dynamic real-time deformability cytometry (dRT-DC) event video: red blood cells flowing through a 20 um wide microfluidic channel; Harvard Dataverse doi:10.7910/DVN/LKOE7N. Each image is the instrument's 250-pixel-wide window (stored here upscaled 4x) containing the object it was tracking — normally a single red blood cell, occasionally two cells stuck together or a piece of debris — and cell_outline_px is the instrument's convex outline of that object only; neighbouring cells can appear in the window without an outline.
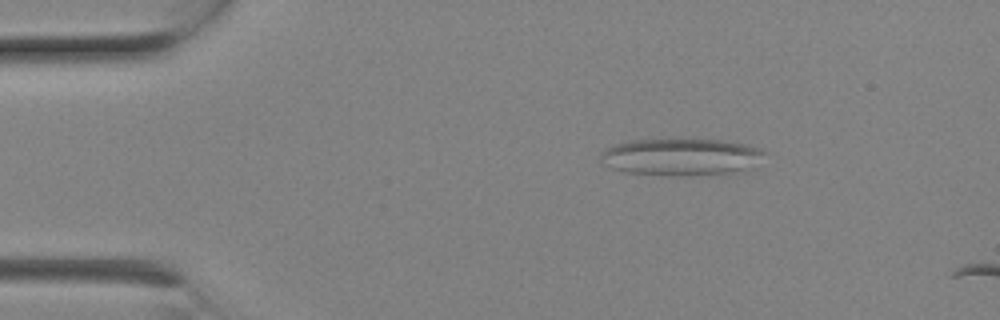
{"species": "Egyptian fruit bat (a non-hibernating species)", "species_latin": "Rousettus aegyptiacus", "temperature_condition": "room temperature", "stored_images_in_passage": 4, "camera_frame_rate_fps": 3000, "um_per_image_px": 0.085, "animal": {"sex": "female"}, "frame": {"image": 1, "passage_image": 1, "time_ms": 0.0, "image_size_px": [1000, 320], "cell_outline_px": [[768, 152], [744, 172], [688, 176], [676, 176], [624, 172], [612, 168], [604, 164], [600, 160], [600, 152], [604, 148], [616, 144], [632, 140], [720, 140], [748, 144], [764, 148]], "centroid_in_image_um": [57.93, 13.35], "position_along_channel_um": 27.1, "area_um2": 35.78}}